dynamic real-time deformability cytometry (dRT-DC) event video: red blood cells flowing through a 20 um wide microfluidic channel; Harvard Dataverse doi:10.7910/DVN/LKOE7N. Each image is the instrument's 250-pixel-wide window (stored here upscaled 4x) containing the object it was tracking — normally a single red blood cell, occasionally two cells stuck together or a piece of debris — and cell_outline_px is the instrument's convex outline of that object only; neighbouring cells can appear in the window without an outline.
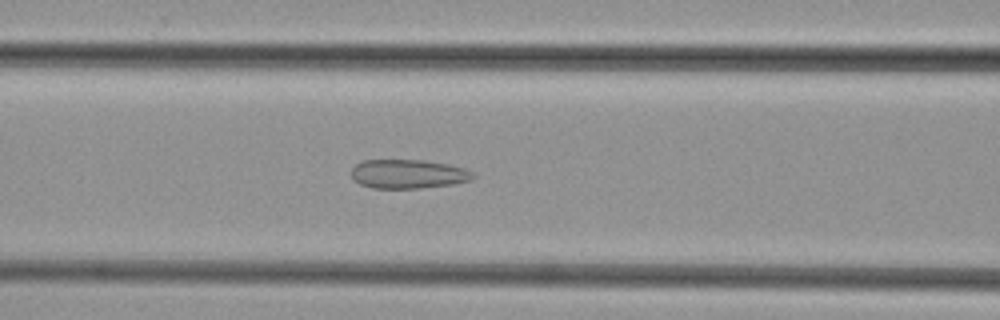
{"species": "common noctule bat (a hibernating species)", "species_latin": "Nyctalus noctula", "temperature_condition": "cold", "stored_images_in_passage": 48, "camera_frame_rate_fps": 3000, "um_per_image_px": 0.085, "animal": {"sex": "female", "body_mass_g": 29.2, "forearm_length_mm": 56.3}, "frame": {"image": 1, "passage_image": 20, "time_ms": 6.333, "image_size_px": [1000, 320], "cell_outline_px": [[476, 176], [472, 180], [452, 184], [420, 188], [372, 188], [360, 184], [352, 180], [352, 168], [360, 160], [424, 160], [448, 164], [464, 168], [472, 172]], "centroid_in_image_um": [34.68, 14.78], "position_along_channel_um": 131.9, "area_um2": 20.69}}
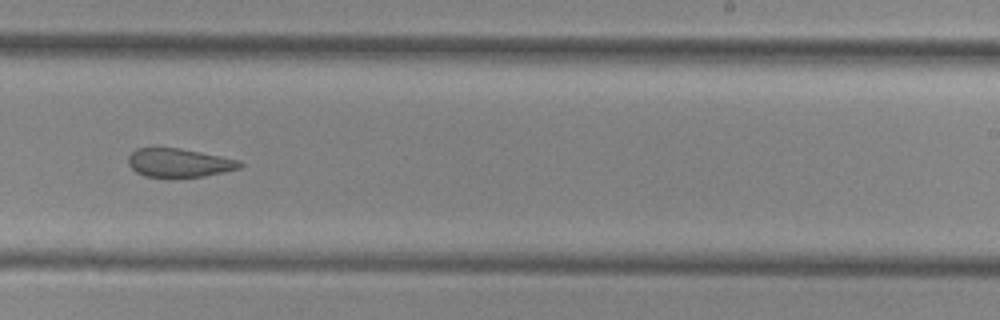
{"frame": {"image": 2, "passage_image": 30, "time_ms": 9.667, "image_size_px": [1000, 320], "cell_outline_px": [[244, 164], [240, 168], [204, 176], [144, 176], [136, 172], [128, 164], [128, 156], [136, 148], [180, 148], [240, 160]], "centroid_in_image_um": [15.22, 13.82], "position_along_channel_um": 273.8, "area_um2": 18.32}}
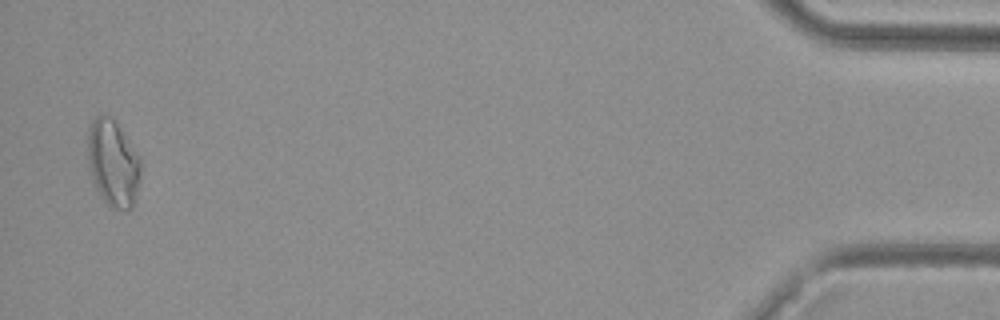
{"frame": {"image": 3, "passage_image": 47, "time_ms": 15.333, "image_size_px": [1000, 320], "cell_outline_px": [[140, 180], [136, 200], [132, 208], [128, 212], [112, 208], [100, 196], [92, 180], [88, 168], [88, 128], [92, 120], [96, 116], [112, 116], [140, 160]], "centroid_in_image_um": [9.6, 13.93], "position_along_channel_um": 425.6, "area_um2": 26.82}}